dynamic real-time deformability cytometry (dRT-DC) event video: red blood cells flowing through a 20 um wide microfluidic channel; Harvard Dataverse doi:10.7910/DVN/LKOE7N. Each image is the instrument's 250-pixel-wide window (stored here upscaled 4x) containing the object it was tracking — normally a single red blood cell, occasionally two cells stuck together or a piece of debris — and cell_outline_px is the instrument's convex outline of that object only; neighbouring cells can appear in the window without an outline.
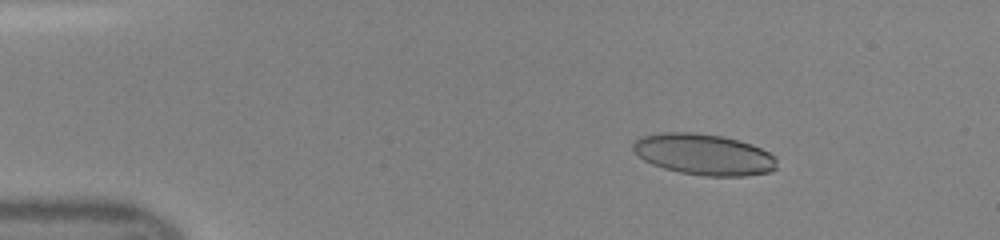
{"species": "human", "species_latin": "Homo sapiens", "temperature_condition": "room temperature", "stored_images_in_passage": 40, "camera_frame_rate_fps": 3000, "um_per_image_px": 0.085, "donor": {"sex": "female"}, "frame": {"image": 1, "passage_image": 7, "time_ms": 2.0, "image_size_px": [1000, 240], "cell_outline_px": [[776, 168], [768, 172], [744, 176], [704, 176], [680, 172], [664, 168], [652, 164], [644, 160], [632, 148], [632, 144], [640, 136], [660, 132], [692, 132], [720, 136], [740, 140], [752, 144], [776, 156]], "centroid_in_image_um": [59.82, 13.12], "position_along_channel_um": 25.2, "area_um2": 34.45}}
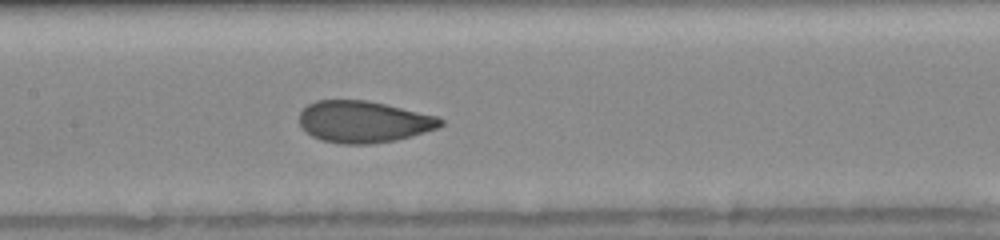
{"frame": {"image": 2, "passage_image": 23, "time_ms": 7.333, "image_size_px": [1000, 240], "cell_outline_px": [[444, 124], [436, 128], [412, 136], [396, 140], [372, 144], [340, 144], [320, 140], [312, 136], [300, 124], [300, 112], [308, 104], [316, 100], [364, 100], [384, 104], [436, 116], [444, 120]], "centroid_in_image_um": [30.89, 10.36], "position_along_channel_um": 176.5, "area_um2": 34.1}}
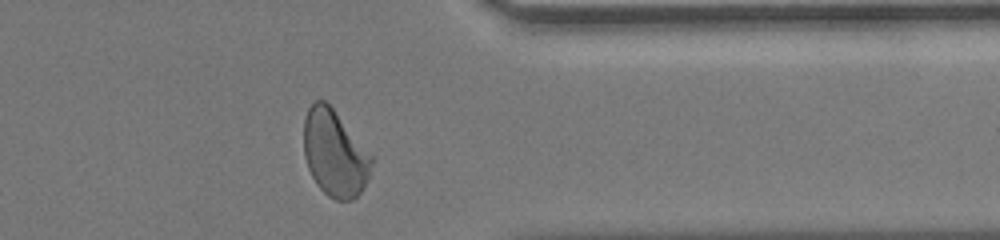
{"frame": {"image": 3, "passage_image": 38, "time_ms": 12.333, "image_size_px": [1000, 240], "cell_outline_px": [[376, 156], [368, 176], [360, 192], [352, 200], [336, 200], [328, 196], [316, 184], [308, 168], [304, 156], [304, 116], [308, 108], [316, 100], [324, 100], [332, 108]], "centroid_in_image_um": [28.47, 13.02], "position_along_channel_um": 382.9, "area_um2": 34.45}}